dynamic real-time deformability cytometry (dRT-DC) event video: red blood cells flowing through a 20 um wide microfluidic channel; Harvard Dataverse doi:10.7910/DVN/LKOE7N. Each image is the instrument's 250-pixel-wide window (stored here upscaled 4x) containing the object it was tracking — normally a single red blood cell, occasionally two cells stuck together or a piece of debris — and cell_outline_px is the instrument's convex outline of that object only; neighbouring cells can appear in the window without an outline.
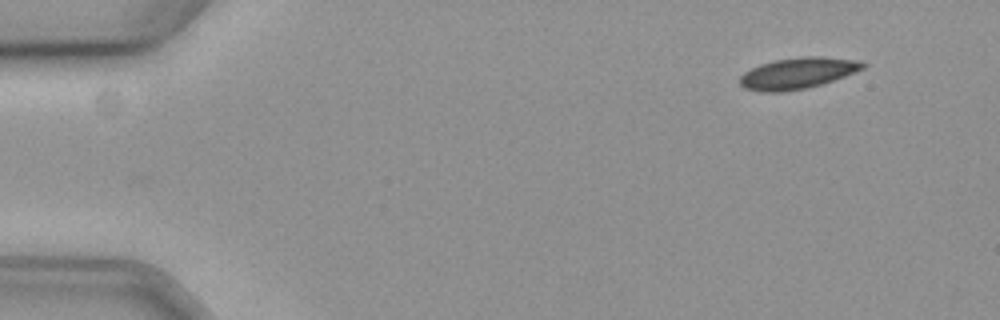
{"species": "common noctule bat (a hibernating species)", "species_latin": "Nyctalus noctula", "temperature_condition": "cold", "stored_images_in_passage": 8, "camera_frame_rate_fps": 3000, "um_per_image_px": 0.085, "animal": {"sex": "female", "body_mass_g": 19.3, "forearm_length_mm": 54.1}, "frame": {"image": 1, "passage_image": 1, "time_ms": 0.0, "image_size_px": [1000, 320], "cell_outline_px": [[868, 64], [864, 68], [844, 76], [820, 84], [804, 88], [780, 92], [764, 92], [744, 88], [740, 84], [740, 76], [744, 72], [760, 64], [772, 60], [800, 56], [824, 56], [864, 60]], "centroid_in_image_um": [67.83, 6.19], "position_along_channel_um": 17.2, "area_um2": 22.48}}